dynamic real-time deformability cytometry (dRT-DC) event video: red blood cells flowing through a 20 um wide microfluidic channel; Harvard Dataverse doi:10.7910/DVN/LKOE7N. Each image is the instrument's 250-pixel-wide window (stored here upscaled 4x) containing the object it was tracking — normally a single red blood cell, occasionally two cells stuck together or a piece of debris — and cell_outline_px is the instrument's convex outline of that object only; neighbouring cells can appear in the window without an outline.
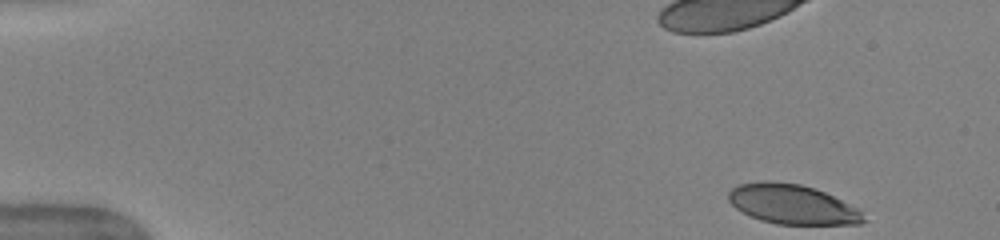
{"species": "human", "species_latin": "Homo sapiens", "temperature_condition": "warm", "stored_images_in_passage": 42, "camera_frame_rate_fps": 3000, "um_per_image_px": 0.085, "donor": {"sex": "female"}, "frame": {"image": 1, "passage_image": 1, "time_ms": 0.0, "image_size_px": [1000, 240], "cell_outline_px": [[868, 220], [860, 224], [776, 224], [760, 220], [736, 208], [728, 200], [728, 192], [736, 184], [760, 180], [768, 180], [800, 184], [824, 192], [856, 208]], "centroid_in_image_um": [67.3, 17.35], "position_along_channel_um": 17.7, "area_um2": 31.04}}
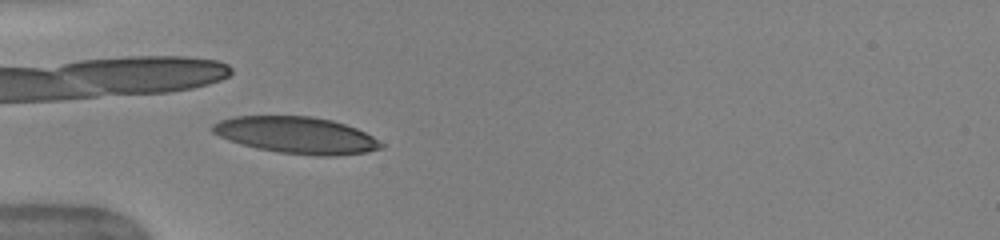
{"frame": {"image": 2, "passage_image": 13, "time_ms": 4.0, "image_size_px": [1000, 240], "cell_outline_px": [[384, 148], [368, 152], [336, 156], [316, 156], [280, 152], [256, 148], [228, 140], [212, 132], [208, 128], [212, 124], [220, 120], [236, 116], [312, 116], [332, 120], [356, 128], [372, 136], [384, 144]], "centroid_in_image_um": [25.2, 11.49], "position_along_channel_um": 59.8, "area_um2": 36.18}, "authors_computed_cell_mechanics": {"area_um2": 35.1135, "velocity_mm_per_s": 4.0048, "shape_relaxation_time_tau1_ms": 4.4577, "shape_relaxation_time_tau2_ms": 0.6961, "deformation_change_tau1": 0.1919, "deformation_change_tau2": 0.0712}}